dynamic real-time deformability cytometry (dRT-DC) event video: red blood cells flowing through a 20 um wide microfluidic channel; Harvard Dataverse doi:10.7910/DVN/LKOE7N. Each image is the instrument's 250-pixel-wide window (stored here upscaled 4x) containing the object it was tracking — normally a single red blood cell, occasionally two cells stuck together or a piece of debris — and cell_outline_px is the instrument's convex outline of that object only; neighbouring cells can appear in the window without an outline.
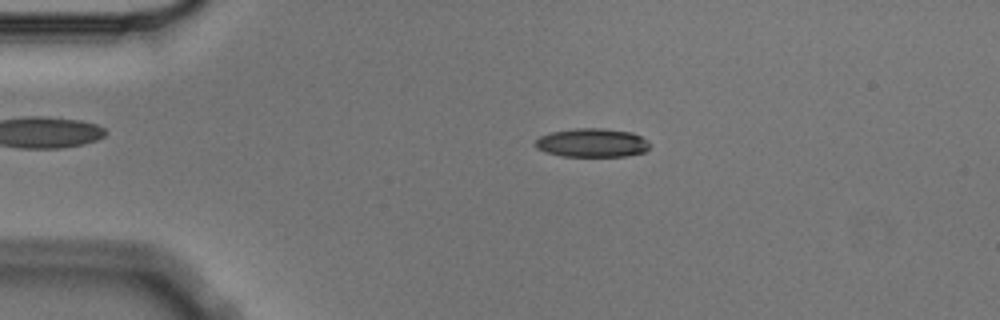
{"species": "Egyptian fruit bat (a non-hibernating species)", "species_latin": "Rousettus aegyptiacus", "temperature_condition": "cold", "stored_images_in_passage": 4, "camera_frame_rate_fps": 3000, "um_per_image_px": 0.085, "animal": {"sex": "male"}, "frame": {"image": 1, "passage_image": 3, "time_ms": 0.667, "image_size_px": [1000, 320], "cell_outline_px": [[652, 144], [644, 152], [628, 156], [560, 156], [536, 148], [536, 140], [540, 136], [552, 132], [576, 128], [604, 128], [632, 132], [648, 140]], "centroid_in_image_um": [50.38, 12.13], "position_along_channel_um": 34.6, "area_um2": 19.19}}